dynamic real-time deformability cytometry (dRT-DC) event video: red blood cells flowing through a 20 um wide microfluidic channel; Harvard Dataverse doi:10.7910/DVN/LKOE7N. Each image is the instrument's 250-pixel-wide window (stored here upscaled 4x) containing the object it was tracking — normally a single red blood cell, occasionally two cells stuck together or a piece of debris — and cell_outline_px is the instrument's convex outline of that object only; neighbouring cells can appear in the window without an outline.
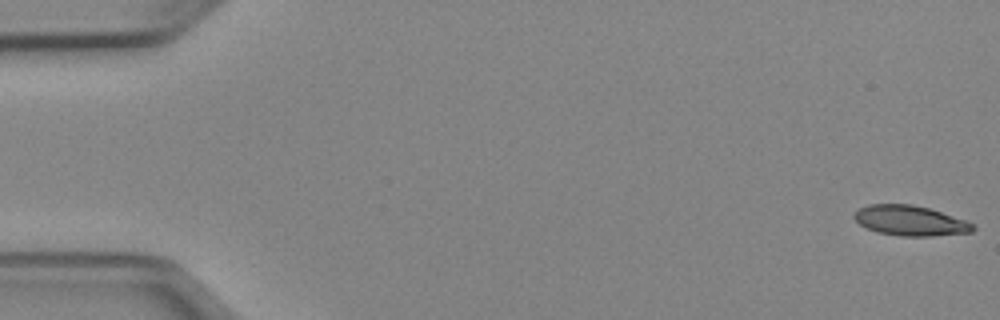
{"species": "Egyptian fruit bat (a non-hibernating species)", "species_latin": "Rousettus aegyptiacus", "temperature_condition": "cold", "stored_images_in_passage": 51, "camera_frame_rate_fps": 3000, "um_per_image_px": 0.085, "animal": {"sex": "female"}, "frame": {"image": 1, "passage_image": 1, "time_ms": 0.0, "image_size_px": [1000, 320], "cell_outline_px": [[976, 228], [972, 232], [932, 236], [900, 236], [876, 232], [860, 224], [852, 216], [852, 212], [868, 204], [912, 204], [928, 208], [968, 220], [976, 224]], "centroid_in_image_um": [77.39, 18.75], "position_along_channel_um": 7.6, "area_um2": 21.1}}
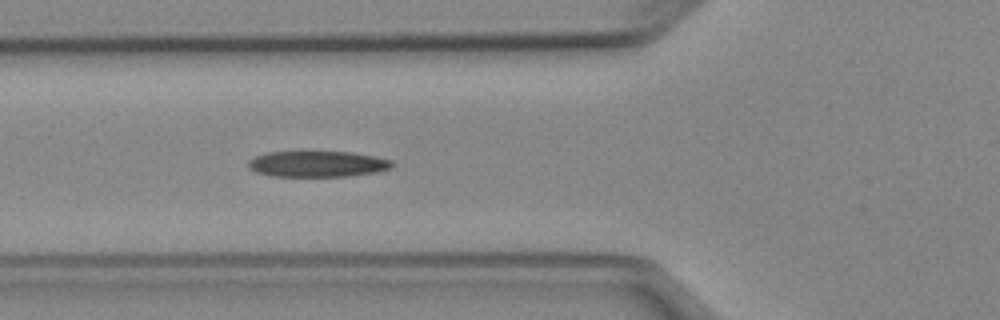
{"frame": {"image": 2, "passage_image": 19, "time_ms": 6.0, "image_size_px": [1000, 320], "cell_outline_px": [[396, 164], [392, 168], [376, 172], [348, 176], [272, 176], [256, 172], [248, 168], [248, 160], [256, 156], [268, 152], [352, 152], [376, 156], [392, 160]], "centroid_in_image_um": [27.02, 13.94], "position_along_channel_um": 98.8, "area_um2": 21.85}}
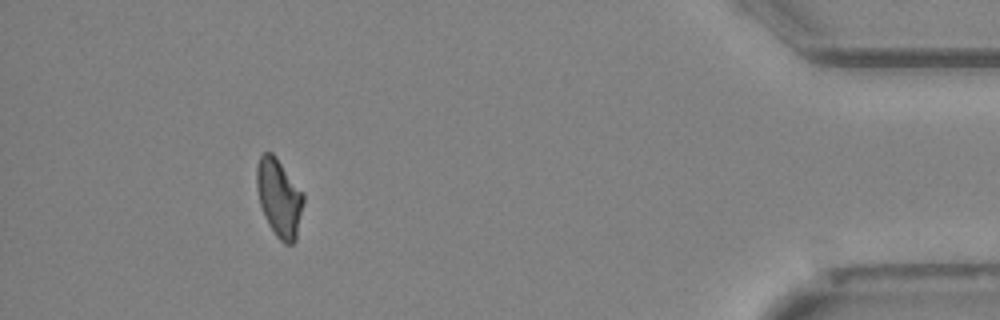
{"frame": {"image": 3, "passage_image": 47, "time_ms": 15.333, "image_size_px": [1000, 320], "cell_outline_px": [[304, 200], [296, 240], [292, 244], [284, 244], [276, 236], [268, 224], [260, 204], [256, 188], [256, 168], [260, 156], [264, 152], [272, 152], [276, 156], [304, 192]], "centroid_in_image_um": [23.73, 16.8], "position_along_channel_um": 411.5, "area_um2": 21.44}, "authors_computed_cell_mechanics": {"area_um2": 21.7328, "velocity_mm_per_s": 3.9569, "shape_relaxation_time_tau1_ms": 6.1407, "shape_relaxation_time_tau2_ms": 4.8332, "deformation_change_tau1": 0.1794, "deformation_change_tau2": 0.1194}}